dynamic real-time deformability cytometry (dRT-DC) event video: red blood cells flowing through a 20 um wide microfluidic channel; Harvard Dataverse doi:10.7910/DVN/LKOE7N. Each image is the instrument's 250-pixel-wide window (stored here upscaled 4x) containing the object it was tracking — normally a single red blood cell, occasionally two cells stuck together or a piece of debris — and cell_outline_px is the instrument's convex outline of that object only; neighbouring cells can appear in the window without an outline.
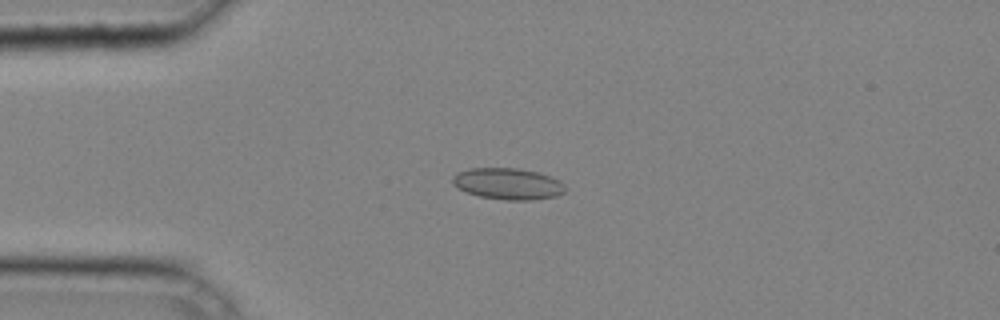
{"species": "common noctule bat (a hibernating species)", "species_latin": "Nyctalus noctula", "temperature_condition": "cold", "stored_images_in_passage": 41, "camera_frame_rate_fps": 3000, "um_per_image_px": 0.085, "animal": {"sex": "male", "body_mass_g": 20.4}, "frame": {"image": 1, "passage_image": 10, "time_ms": 3.0, "image_size_px": [1000, 320], "cell_outline_px": [[564, 192], [556, 196], [532, 200], [504, 200], [480, 196], [468, 192], [452, 184], [452, 176], [456, 172], [468, 168], [516, 168], [540, 172], [552, 176], [564, 188]], "centroid_in_image_um": [43.13, 15.61], "position_along_channel_um": 41.9, "area_um2": 20.52}}
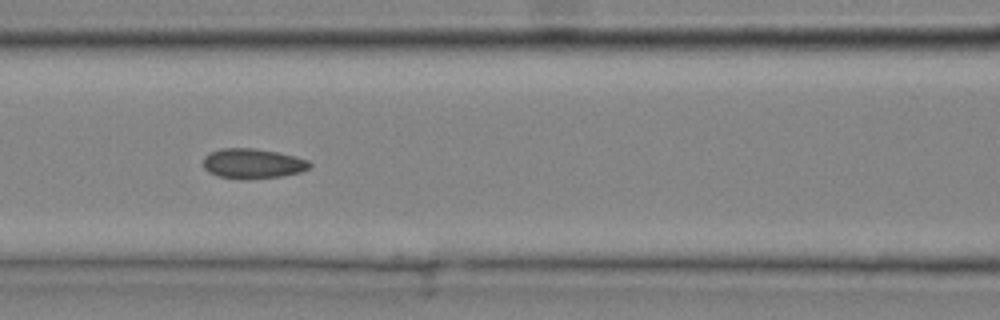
{"frame": {"image": 2, "passage_image": 18, "time_ms": 5.667, "image_size_px": [1000, 320], "cell_outline_px": [[312, 168], [300, 172], [280, 176], [216, 176], [208, 172], [204, 168], [204, 156], [208, 152], [220, 148], [256, 148], [276, 152], [308, 160], [312, 164]], "centroid_in_image_um": [21.47, 13.85], "position_along_channel_um": 145.1, "area_um2": 17.86}}
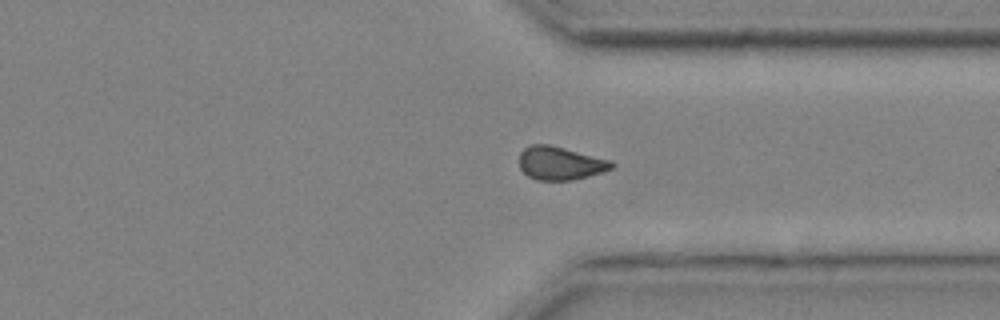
{"frame": {"image": 3, "passage_image": 32, "time_ms": 10.333, "image_size_px": [1000, 320], "cell_outline_px": [[616, 164], [612, 168], [588, 176], [572, 180], [536, 180], [528, 176], [520, 168], [520, 152], [524, 148], [532, 144], [548, 144], [612, 160]], "centroid_in_image_um": [47.62, 13.87], "position_along_channel_um": 363.8, "area_um2": 17.86}}